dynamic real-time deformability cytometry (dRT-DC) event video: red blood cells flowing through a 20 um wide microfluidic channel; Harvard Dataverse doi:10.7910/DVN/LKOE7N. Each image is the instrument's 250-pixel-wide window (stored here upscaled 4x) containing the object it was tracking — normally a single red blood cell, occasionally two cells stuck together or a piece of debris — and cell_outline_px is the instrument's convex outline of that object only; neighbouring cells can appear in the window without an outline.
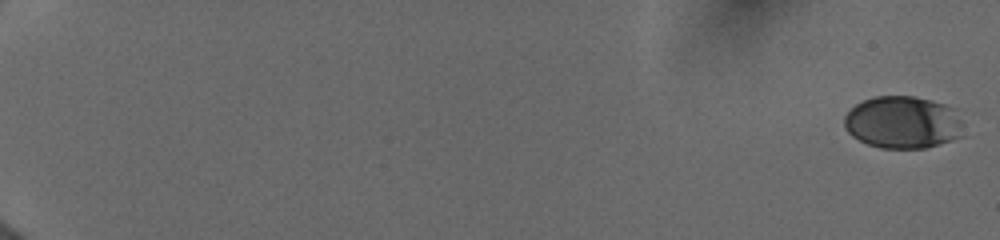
{"species": "human", "species_latin": "Homo sapiens", "temperature_condition": "cold", "stored_images_in_passage": 8, "camera_frame_rate_fps": 3000, "um_per_image_px": 0.085, "donor": {"sex": "female"}, "frame": {"image": 1, "passage_image": 1, "time_ms": 0.0, "image_size_px": [1000, 240], "cell_outline_px": [[964, 136], [952, 140], [924, 148], [880, 148], [868, 144], [852, 136], [844, 128], [844, 116], [856, 104], [864, 100], [876, 96], [912, 96], [932, 100], [944, 104], [952, 108], [960, 120]], "centroid_in_image_um": [76.73, 10.4], "position_along_channel_um": 8.3, "area_um2": 36.3}}
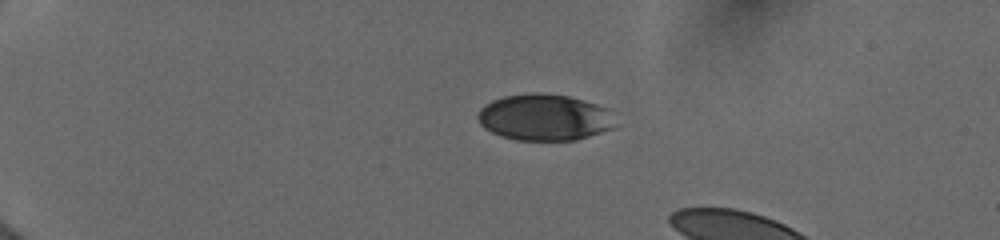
{"frame": {"image": 2, "passage_image": 5, "time_ms": 4.667, "image_size_px": [1000, 240], "cell_outline_px": [[612, 128], [576, 140], [516, 140], [500, 136], [484, 128], [480, 124], [476, 116], [480, 108], [484, 104], [492, 100], [504, 96], [532, 92], [536, 92], [568, 96], [584, 100], [608, 108]], "centroid_in_image_um": [46.19, 9.97], "position_along_channel_um": 38.8, "area_um2": 36.99}}